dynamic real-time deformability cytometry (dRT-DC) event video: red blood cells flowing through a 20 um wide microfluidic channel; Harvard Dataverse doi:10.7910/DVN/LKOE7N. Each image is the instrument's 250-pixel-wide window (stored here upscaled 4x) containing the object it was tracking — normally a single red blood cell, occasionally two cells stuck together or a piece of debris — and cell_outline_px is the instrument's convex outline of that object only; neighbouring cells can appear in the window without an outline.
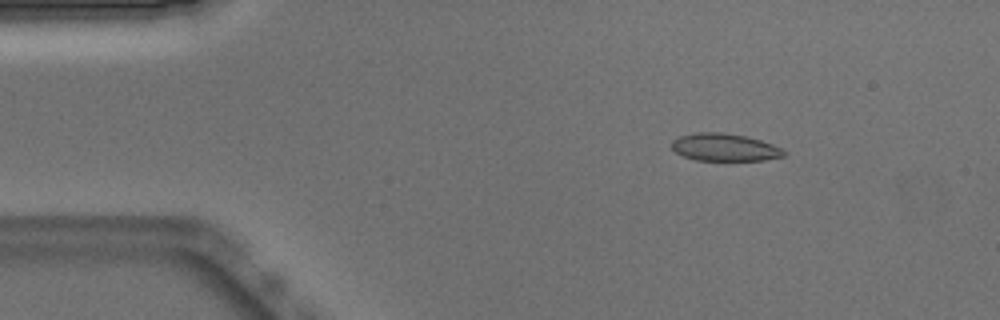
{"species": "Egyptian fruit bat (a non-hibernating species)", "species_latin": "Rousettus aegyptiacus", "temperature_condition": "warm", "stored_images_in_passage": 52, "camera_frame_rate_fps": 3000, "um_per_image_px": 0.085, "animal": {"sex": "male"}, "frame": {"image": 1, "passage_image": 7, "time_ms": 2.0, "image_size_px": [1000, 320], "cell_outline_px": [[784, 156], [764, 160], [696, 160], [684, 156], [676, 152], [672, 148], [672, 140], [676, 136], [696, 132], [720, 132], [744, 136], [760, 140], [772, 144], [780, 148], [784, 152]], "centroid_in_image_um": [61.53, 12.51], "position_along_channel_um": 23.5, "area_um2": 17.86}}
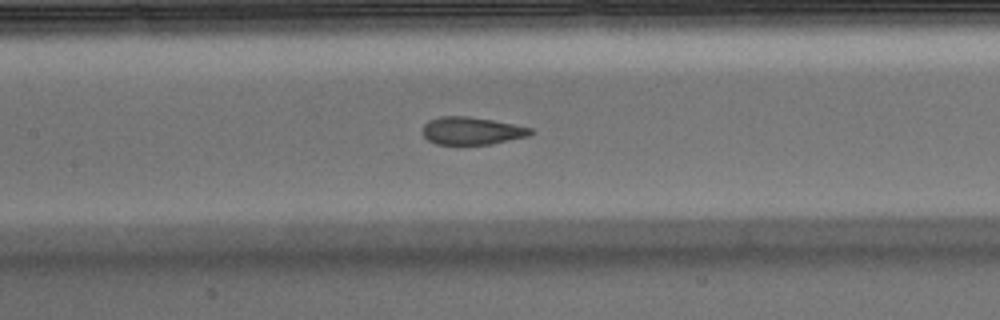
{"frame": {"image": 2, "passage_image": 23, "time_ms": 7.333, "image_size_px": [1000, 320], "cell_outline_px": [[536, 132], [528, 136], [492, 144], [436, 144], [428, 140], [424, 136], [424, 124], [428, 120], [440, 116], [468, 116], [492, 120], [532, 128]], "centroid_in_image_um": [40.11, 11.12], "position_along_channel_um": 167.3, "area_um2": 17.34}}
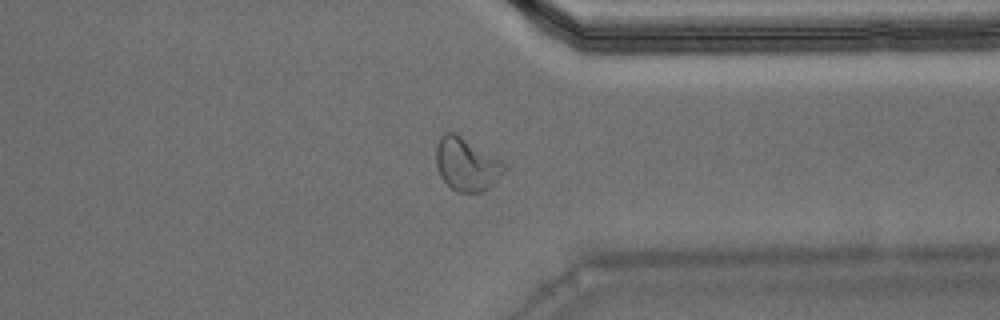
{"frame": {"image": 3, "passage_image": 39, "time_ms": 12.667, "image_size_px": [1000, 320], "cell_outline_px": [[508, 168], [484, 192], [456, 192], [440, 176], [436, 168], [436, 144], [440, 136], [444, 132], [456, 132], [508, 164]], "centroid_in_image_um": [39.66, 13.94], "position_along_channel_um": 371.7, "area_um2": 21.33}, "authors_computed_cell_mechanics": {"area_um2": 18.6983, "velocity_mm_per_s": 3.8982, "shape_relaxation_time_tau1_ms": null, "shape_relaxation_time_tau2_ms": 0.8481, "deformation_change_tau1": null, "deformation_change_tau2": 0.0607}}